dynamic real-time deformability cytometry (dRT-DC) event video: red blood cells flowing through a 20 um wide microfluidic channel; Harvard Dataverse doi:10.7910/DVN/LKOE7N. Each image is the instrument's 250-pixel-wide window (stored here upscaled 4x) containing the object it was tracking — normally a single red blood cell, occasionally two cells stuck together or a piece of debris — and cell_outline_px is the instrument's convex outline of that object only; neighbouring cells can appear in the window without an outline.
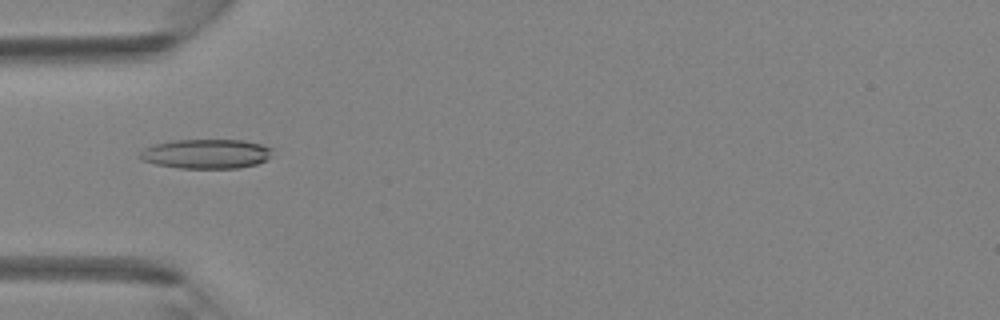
{"species": "Egyptian fruit bat (a non-hibernating species)", "species_latin": "Rousettus aegyptiacus", "temperature_condition": "room temperature", "stored_images_in_passage": 3, "camera_frame_rate_fps": 3000, "um_per_image_px": 0.085, "animal": {"sex": "female"}, "frame": {"image": 1, "passage_image": 3, "time_ms": 0.667, "image_size_px": [1000, 320], "cell_outline_px": [[272, 148], [268, 156], [264, 160], [256, 164], [236, 168], [180, 168], [156, 164], [140, 160], [136, 156], [144, 148], [156, 144], [172, 140], [244, 140], [260, 144]], "centroid_in_image_um": [17.45, 13.07], "position_along_channel_um": 67.5, "area_um2": 22.6}}